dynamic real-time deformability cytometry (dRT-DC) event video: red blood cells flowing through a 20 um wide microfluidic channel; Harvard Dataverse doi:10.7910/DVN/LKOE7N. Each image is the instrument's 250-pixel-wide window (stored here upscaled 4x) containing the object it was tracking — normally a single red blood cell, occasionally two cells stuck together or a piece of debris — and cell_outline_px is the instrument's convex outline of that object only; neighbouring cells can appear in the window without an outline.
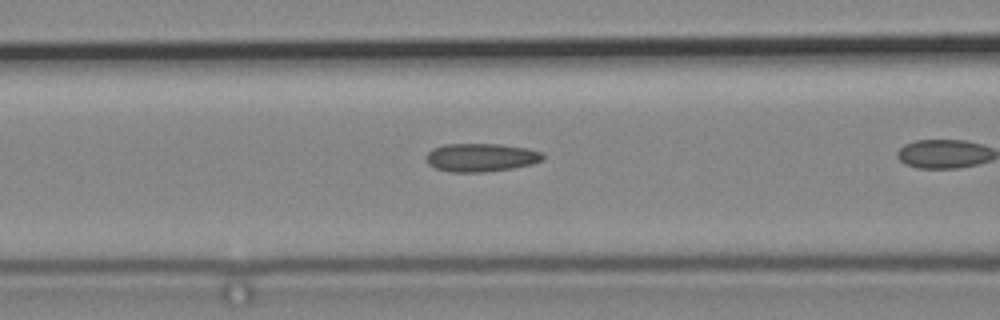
{"species": "common noctule bat (a hibernating species)", "species_latin": "Nyctalus noctula", "temperature_condition": "cold", "stored_images_in_passage": 16, "camera_frame_rate_fps": 3000, "um_per_image_px": 0.085, "animal": {"sex": "male", "body_mass_g": 19.2, "forearm_length_mm": 51.8}, "frame": {"image": 1, "passage_image": 3, "time_ms": 0.667, "image_size_px": [1000, 320], "cell_outline_px": [[544, 160], [532, 164], [512, 168], [484, 172], [448, 172], [436, 168], [428, 164], [424, 156], [432, 148], [444, 144], [500, 144], [528, 148], [540, 152], [544, 156]], "centroid_in_image_um": [40.85, 13.38], "position_along_channel_um": 125.7, "area_um2": 19.42}}
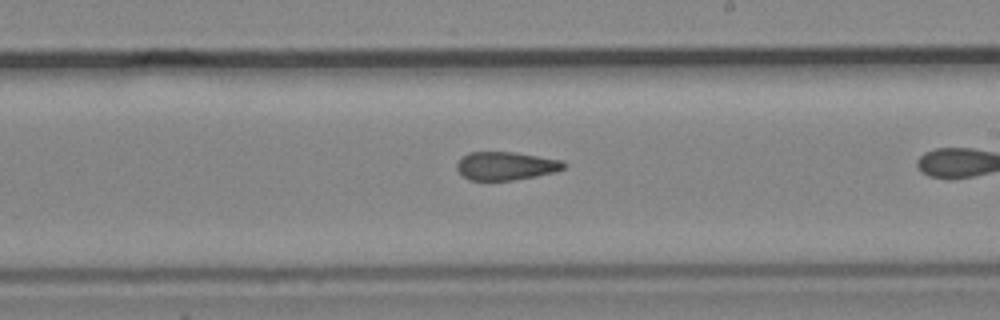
{"frame": {"image": 2, "passage_image": 12, "time_ms": 3.667, "image_size_px": [1000, 320], "cell_outline_px": [[568, 164], [564, 168], [556, 172], [536, 176], [512, 180], [468, 180], [456, 168], [456, 164], [468, 152], [512, 152], [564, 160]], "centroid_in_image_um": [43.04, 14.1], "position_along_channel_um": 246.0, "area_um2": 17.63}}